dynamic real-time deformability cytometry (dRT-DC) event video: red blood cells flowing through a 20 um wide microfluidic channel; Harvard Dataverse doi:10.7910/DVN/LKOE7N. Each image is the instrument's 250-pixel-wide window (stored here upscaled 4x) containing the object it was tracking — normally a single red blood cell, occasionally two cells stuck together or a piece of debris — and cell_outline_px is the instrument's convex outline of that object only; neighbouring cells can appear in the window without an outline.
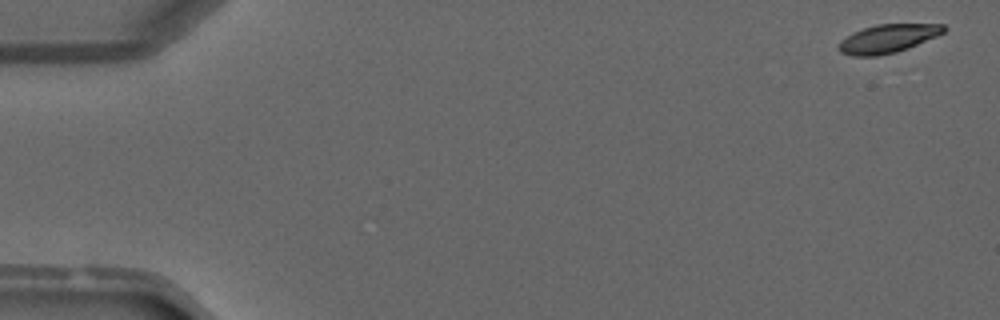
{"species": "common noctule bat (a hibernating species)", "species_latin": "Nyctalus noctula", "temperature_condition": "warm", "stored_images_in_passage": 5, "camera_frame_rate_fps": 3000, "um_per_image_px": 0.085, "animal": {"sex": "male", "forearm_length_mm": 52.5}, "frame": {"image": 1, "passage_image": 1, "time_ms": 0.0, "image_size_px": [1000, 320], "cell_outline_px": [[948, 28], [944, 32], [936, 36], [908, 48], [896, 52], [876, 56], [852, 56], [840, 52], [836, 48], [840, 40], [852, 32], [876, 24], [944, 24]], "centroid_in_image_um": [75.43, 3.28], "position_along_channel_um": 9.6, "area_um2": 17.51}}
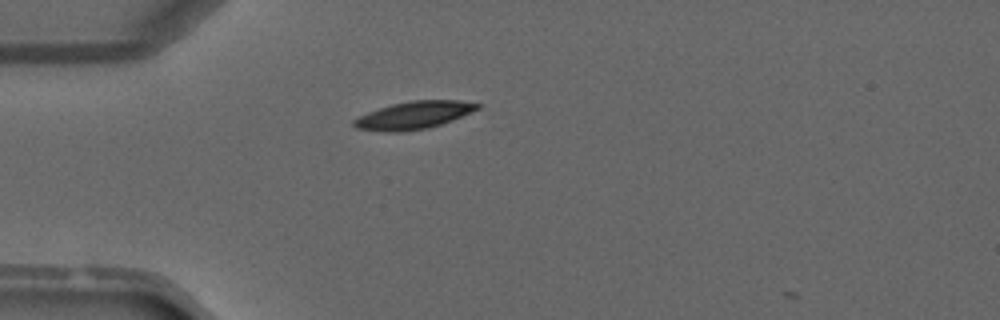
{"frame": {"image": 2, "passage_image": 4, "time_ms": 3.667, "image_size_px": [1000, 320], "cell_outline_px": [[480, 108], [472, 112], [452, 120], [428, 128], [400, 132], [384, 132], [356, 128], [352, 124], [352, 120], [368, 112], [392, 104], [412, 100], [460, 100], [480, 104]], "centroid_in_image_um": [35.17, 9.79], "position_along_channel_um": 49.8, "area_um2": 19.83}}